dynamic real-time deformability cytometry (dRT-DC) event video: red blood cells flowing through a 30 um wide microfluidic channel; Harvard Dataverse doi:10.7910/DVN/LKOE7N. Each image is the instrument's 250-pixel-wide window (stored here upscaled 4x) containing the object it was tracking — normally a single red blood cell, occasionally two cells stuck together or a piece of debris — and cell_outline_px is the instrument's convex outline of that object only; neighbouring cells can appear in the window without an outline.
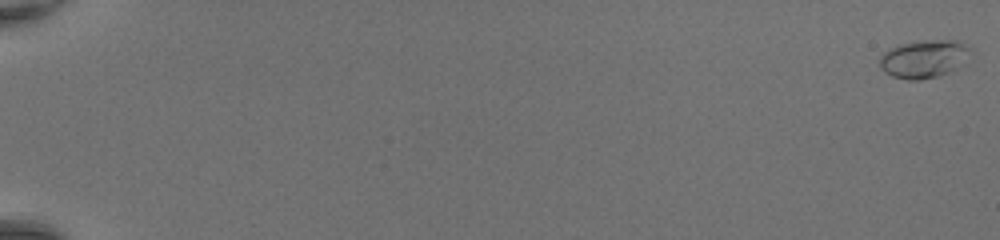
{"species": "common noctule bat (a hibernating species)", "species_latin": "Nyctalus noctula", "temperature_condition": "room temperature", "stored_images_in_passage": 51, "camera_frame_rate_fps": 3000, "um_per_image_px": 0.085, "animal": {"sex": "female", "body_mass_g": 20.0, "forearm_length_mm": 54.0}, "frame": {"image": 1, "passage_image": 1, "time_ms": 0.0, "image_size_px": [1000, 240], "cell_outline_px": [[976, 52], [952, 72], [940, 76], [920, 80], [908, 80], [892, 76], [884, 72], [880, 68], [880, 56], [888, 48], [900, 44], [916, 40], [960, 40], [972, 48]], "centroid_in_image_um": [78.6, 4.99], "position_along_channel_um": 6.4, "area_um2": 20.87}}
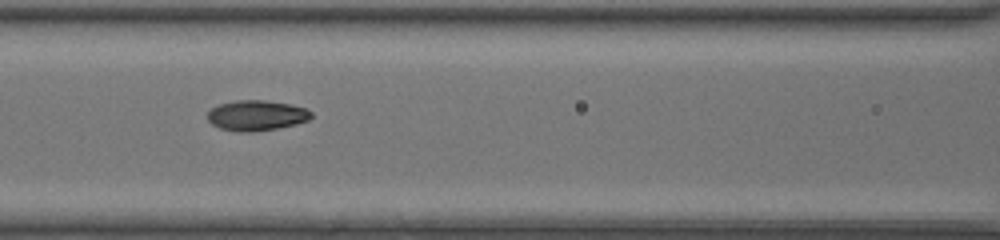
{"frame": {"image": 2, "passage_image": 26, "time_ms": 8.333, "image_size_px": [1000, 240], "cell_outline_px": [[312, 116], [308, 120], [296, 124], [276, 128], [252, 132], [236, 132], [220, 128], [212, 124], [208, 120], [208, 112], [212, 108], [220, 104], [236, 100], [264, 100], [292, 104], [308, 108], [312, 112]], "centroid_in_image_um": [21.83, 9.81], "position_along_channel_um": 144.8, "area_um2": 18.44}}
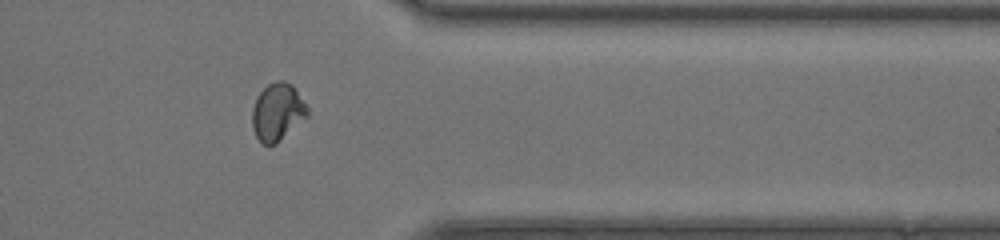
{"frame": {"image": 3, "passage_image": 43, "time_ms": 14.0, "image_size_px": [1000, 240], "cell_outline_px": [[308, 116], [276, 144], [260, 144], [252, 128], [252, 108], [256, 96], [268, 84], [276, 80], [284, 80], [292, 84], [308, 108]], "centroid_in_image_um": [23.56, 9.52], "position_along_channel_um": 387.8, "area_um2": 18.61}, "authors_computed_cell_mechanics": {"area_um2": 17.918, "velocity_mm_per_s": 4.3824, "shape_relaxation_time_tau1_ms": 5.0606, "shape_relaxation_time_tau2_ms": 0.997, "deformation_change_tau1": 0.2128, "deformation_change_tau2": 0.0501}}